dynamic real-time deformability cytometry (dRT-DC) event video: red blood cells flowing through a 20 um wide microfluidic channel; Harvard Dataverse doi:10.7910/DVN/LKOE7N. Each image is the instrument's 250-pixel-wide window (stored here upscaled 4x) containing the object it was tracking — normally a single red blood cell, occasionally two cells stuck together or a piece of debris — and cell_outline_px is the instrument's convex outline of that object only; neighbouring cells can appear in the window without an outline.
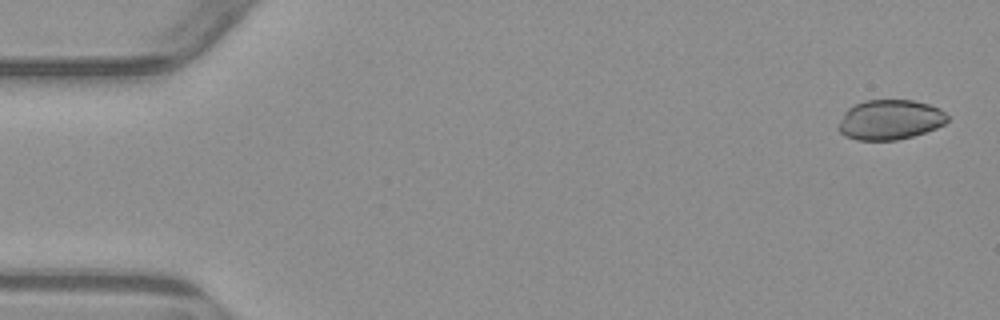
{"species": "common noctule bat (a hibernating species)", "species_latin": "Nyctalus noctula", "temperature_condition": "warm", "stored_images_in_passage": 5, "camera_frame_rate_fps": 3000, "um_per_image_px": 0.085, "animal": {"sex": "male", "body_mass_g": 23.1, "forearm_length_mm": 52.7}, "frame": {"image": 1, "passage_image": 1, "time_ms": 0.0, "image_size_px": [1000, 320], "cell_outline_px": [[948, 120], [944, 124], [936, 128], [912, 136], [896, 140], [856, 140], [844, 136], [836, 128], [836, 124], [844, 112], [852, 104], [864, 100], [912, 100], [928, 104], [940, 108], [948, 116]], "centroid_in_image_um": [75.59, 10.17], "position_along_channel_um": 9.4, "area_um2": 25.66}}
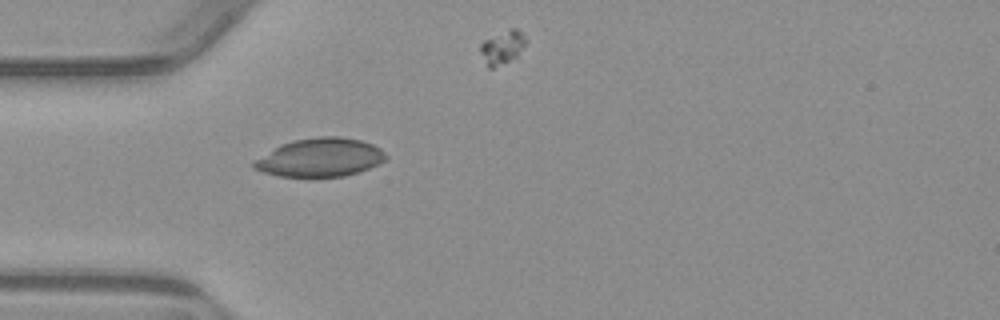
{"frame": {"image": 2, "passage_image": 4, "time_ms": 4.667, "image_size_px": [1000, 320], "cell_outline_px": [[388, 156], [384, 160], [360, 172], [344, 176], [312, 180], [280, 176], [264, 172], [252, 168], [252, 164], [256, 160], [280, 144], [292, 140], [320, 136], [340, 136], [360, 140], [372, 144], [380, 148]], "centroid_in_image_um": [27.2, 13.42], "position_along_channel_um": 57.8, "area_um2": 30.23}}